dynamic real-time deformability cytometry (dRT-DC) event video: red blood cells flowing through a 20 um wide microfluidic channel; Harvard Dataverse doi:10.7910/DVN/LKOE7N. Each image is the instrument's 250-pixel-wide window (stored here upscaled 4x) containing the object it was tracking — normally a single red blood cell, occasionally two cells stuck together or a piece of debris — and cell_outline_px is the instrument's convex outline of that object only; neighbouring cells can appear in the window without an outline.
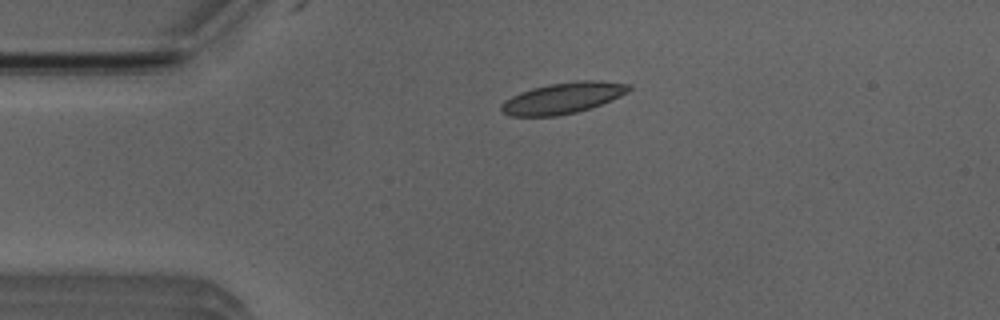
{"species": "Egyptian fruit bat (a non-hibernating species)", "species_latin": "Rousettus aegyptiacus", "temperature_condition": "room temperature", "stored_images_in_passage": 50, "camera_frame_rate_fps": 3000, "um_per_image_px": 0.085, "animal": {"sex": "male"}, "frame": {"image": 1, "passage_image": 10, "time_ms": 3.0, "image_size_px": [1000, 320], "cell_outline_px": [[632, 88], [628, 92], [612, 100], [576, 112], [556, 116], [508, 116], [500, 112], [500, 104], [504, 100], [520, 92], [532, 88], [548, 84], [576, 80], [592, 80], [632, 84]], "centroid_in_image_um": [47.81, 8.33], "position_along_channel_um": 37.2, "area_um2": 23.24}}
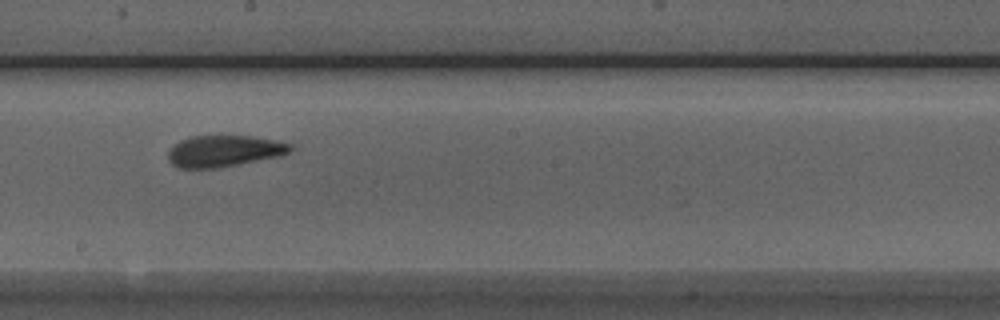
{"frame": {"image": 2, "passage_image": 27, "time_ms": 8.667, "image_size_px": [1000, 320], "cell_outline_px": [[300, 144], [296, 148], [280, 156], [216, 168], [176, 168], [168, 160], [168, 152], [172, 144], [180, 140], [192, 136], [252, 136], [280, 140]], "centroid_in_image_um": [19.11, 12.82], "position_along_channel_um": 229.1, "area_um2": 22.89}}
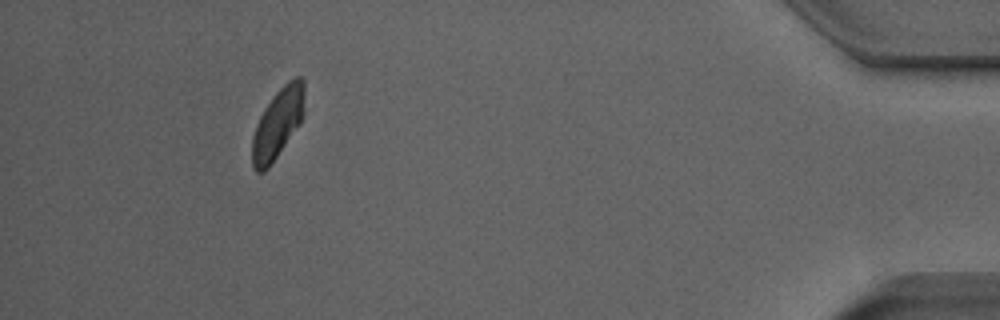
{"frame": {"image": 3, "passage_image": 46, "time_ms": 15.0, "image_size_px": [1000, 320], "cell_outline_px": [[304, 96], [300, 124], [268, 168], [264, 172], [256, 172], [252, 168], [252, 136], [256, 124], [264, 108], [272, 96], [288, 80], [296, 76], [300, 76], [304, 80]], "centroid_in_image_um": [23.58, 10.49], "position_along_channel_um": 411.6, "area_um2": 21.21}, "authors_computed_cell_mechanics": {"area_um2": 22.542, "velocity_mm_per_s": 3.9265, "shape_relaxation_time_tau1_ms": null, "shape_relaxation_time_tau2_ms": 3.7782, "deformation_change_tau1": null, "deformation_change_tau2": 0.1351}}